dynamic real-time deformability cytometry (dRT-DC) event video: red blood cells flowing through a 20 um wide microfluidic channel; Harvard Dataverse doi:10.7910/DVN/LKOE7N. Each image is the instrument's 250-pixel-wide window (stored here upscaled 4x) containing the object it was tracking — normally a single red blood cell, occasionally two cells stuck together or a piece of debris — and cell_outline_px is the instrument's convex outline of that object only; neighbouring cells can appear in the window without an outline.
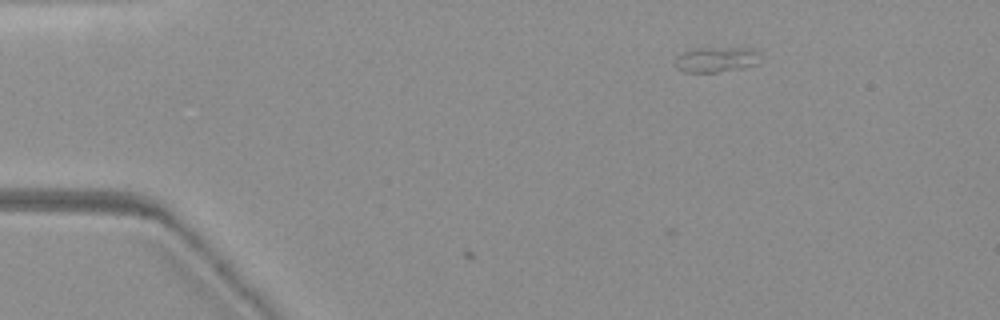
{"species": "common noctule bat (a hibernating species)", "species_latin": "Nyctalus noctula", "temperature_condition": "warm", "stored_images_in_passage": 6, "camera_frame_rate_fps": 3000, "um_per_image_px": 0.085, "animal": {"sex": "female", "body_mass_g": 19.3, "forearm_length_mm": 54.1}, "frame": {"image": 1, "passage_image": 1, "time_ms": 0.0, "image_size_px": [1000, 320], "cell_outline_px": [[756, 64], [744, 68], [716, 72], [684, 72], [676, 64], [676, 56], [684, 52], [696, 48], [756, 48]], "centroid_in_image_um": [60.86, 5.06], "position_along_channel_um": 24.1, "area_um2": 12.2}}